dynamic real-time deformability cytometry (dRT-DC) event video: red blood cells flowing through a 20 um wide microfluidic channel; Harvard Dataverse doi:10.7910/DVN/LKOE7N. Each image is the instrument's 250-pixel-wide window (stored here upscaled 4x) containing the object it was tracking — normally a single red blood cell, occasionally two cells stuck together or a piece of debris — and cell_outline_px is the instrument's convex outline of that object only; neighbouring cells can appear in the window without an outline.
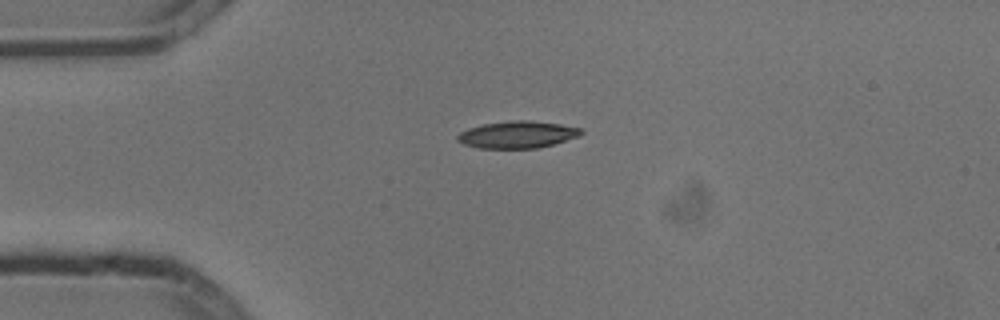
{"species": "common noctule bat (a hibernating species)", "species_latin": "Nyctalus noctula", "temperature_condition": "cold", "stored_images_in_passage": 6, "camera_frame_rate_fps": 3000, "um_per_image_px": 0.085, "animal": {"sex": "male", "body_mass_g": 13.3}, "frame": {"image": 1, "passage_image": 1, "time_ms": 0.0, "image_size_px": [1000, 320], "cell_outline_px": [[584, 132], [580, 136], [552, 144], [536, 148], [480, 148], [464, 144], [456, 140], [456, 136], [460, 132], [468, 128], [484, 124], [512, 120], [528, 120], [560, 124], [580, 128]], "centroid_in_image_um": [43.97, 11.44], "position_along_channel_um": 41.0, "area_um2": 19.36}}
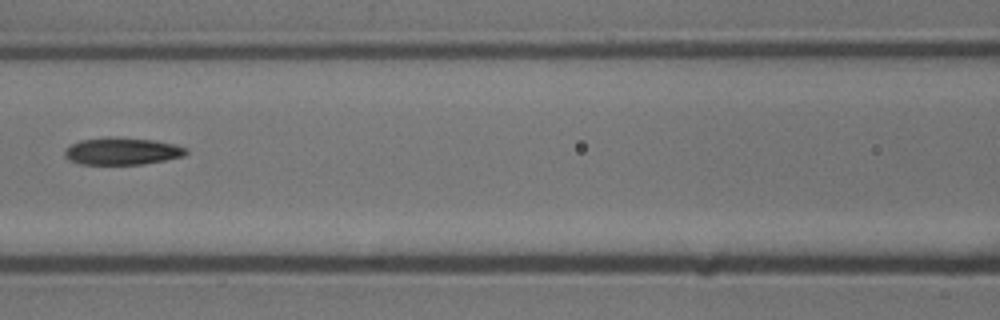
{"frame": {"image": 2, "passage_image": 4, "time_ms": 1.0, "image_size_px": [1000, 320], "cell_outline_px": [[188, 152], [184, 156], [144, 164], [80, 164], [68, 160], [64, 156], [64, 152], [72, 144], [80, 140], [152, 140], [172, 144], [188, 148]], "centroid_in_image_um": [10.4, 12.91], "position_along_channel_um": 156.2, "area_um2": 18.15}}
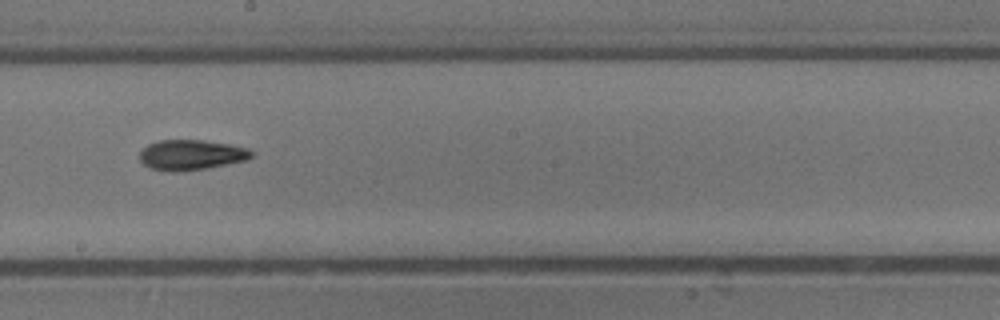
{"frame": {"image": 3, "passage_image": 6, "time_ms": 1.667, "image_size_px": [1000, 320], "cell_outline_px": [[256, 152], [248, 160], [204, 168], [172, 172], [148, 168], [140, 160], [140, 152], [148, 144], [160, 140], [204, 140], [228, 144], [248, 148]], "centroid_in_image_um": [16.27, 13.16], "position_along_channel_um": 231.9, "area_um2": 19.65}}